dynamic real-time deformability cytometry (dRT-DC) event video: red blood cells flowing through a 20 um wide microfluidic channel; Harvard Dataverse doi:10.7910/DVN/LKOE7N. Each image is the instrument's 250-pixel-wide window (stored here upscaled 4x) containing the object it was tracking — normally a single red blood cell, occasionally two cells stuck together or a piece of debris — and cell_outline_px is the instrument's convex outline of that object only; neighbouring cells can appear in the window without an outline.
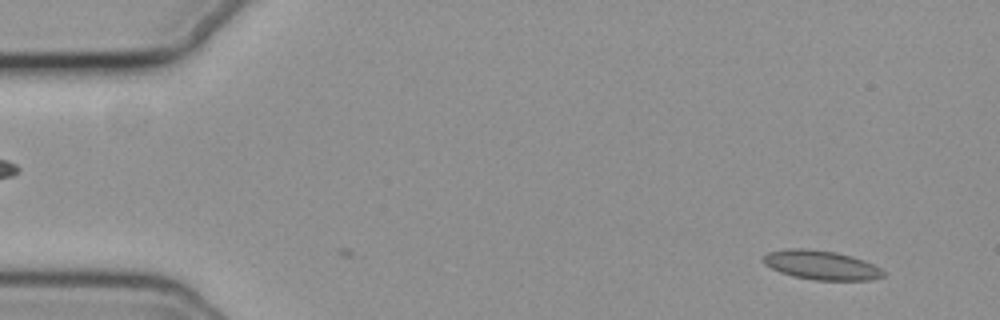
{"species": "common noctule bat (a hibernating species)", "species_latin": "Nyctalus noctula", "temperature_condition": "cold", "stored_images_in_passage": 4, "camera_frame_rate_fps": 3000, "um_per_image_px": 0.085, "animal": {"sex": "female", "body_mass_g": 19.3, "forearm_length_mm": 54.1}, "frame": {"image": 1, "passage_image": 4, "time_ms": 1.0, "image_size_px": [1000, 320], "cell_outline_px": [[884, 276], [872, 280], [812, 280], [792, 276], [780, 272], [764, 264], [764, 256], [768, 252], [788, 248], [808, 248], [836, 252], [852, 256], [864, 260], [880, 268], [884, 272]], "centroid_in_image_um": [69.8, 22.53], "position_along_channel_um": 15.2, "area_um2": 20.46}}